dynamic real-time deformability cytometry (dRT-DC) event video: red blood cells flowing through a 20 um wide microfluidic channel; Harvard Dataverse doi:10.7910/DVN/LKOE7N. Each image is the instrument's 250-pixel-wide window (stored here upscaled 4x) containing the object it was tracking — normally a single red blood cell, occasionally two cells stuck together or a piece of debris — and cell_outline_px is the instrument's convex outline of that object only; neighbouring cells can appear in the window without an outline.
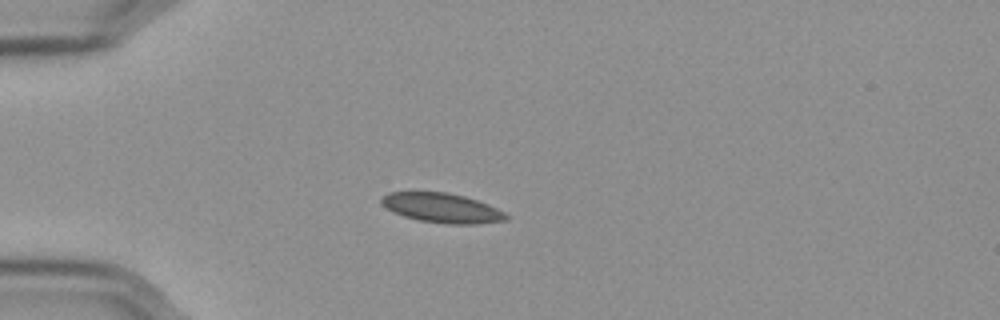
{"species": "Egyptian fruit bat (a non-hibernating species)", "species_latin": "Rousettus aegyptiacus", "temperature_condition": "cold", "stored_images_in_passage": 43, "camera_frame_rate_fps": 3000, "um_per_image_px": 0.085, "frame": {"image": 1, "passage_image": 1, "time_ms": 0.0, "image_size_px": [1000, 320], "cell_outline_px": [[508, 220], [476, 224], [448, 224], [420, 220], [404, 216], [388, 208], [380, 200], [388, 192], [448, 192], [464, 196], [488, 204], [504, 212], [508, 216]], "centroid_in_image_um": [37.61, 17.67], "position_along_channel_um": 47.4, "area_um2": 21.15}}
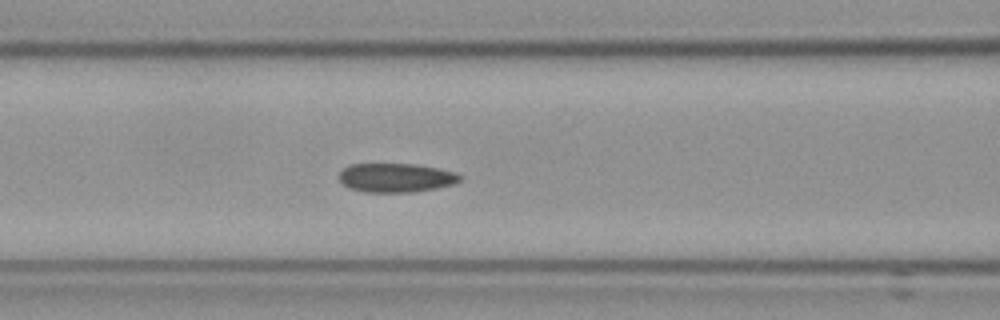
{"frame": {"image": 2, "passage_image": 10, "time_ms": 3.0, "image_size_px": [1000, 320], "cell_outline_px": [[460, 180], [452, 184], [436, 188], [412, 192], [364, 192], [348, 188], [340, 180], [340, 172], [348, 164], [412, 164], [436, 168], [456, 172], [460, 176]], "centroid_in_image_um": [33.62, 15.11], "position_along_channel_um": 133.0, "area_um2": 20.23}}
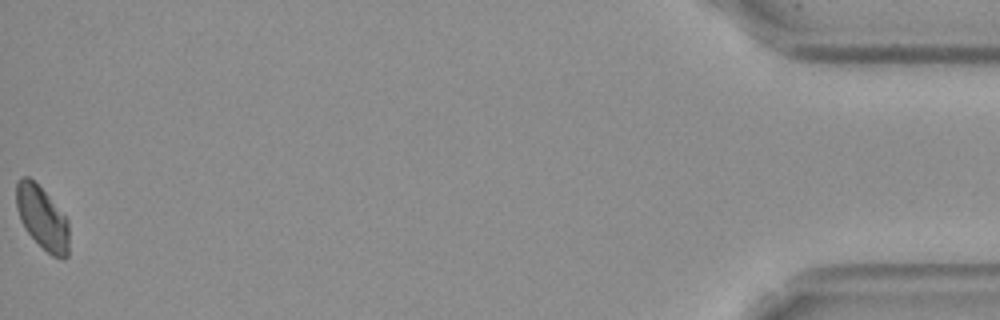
{"frame": {"image": 3, "passage_image": 43, "time_ms": 14.0, "image_size_px": [1000, 320], "cell_outline_px": [[68, 256], [64, 260], [60, 260], [52, 256], [24, 228], [20, 220], [16, 208], [16, 184], [20, 176], [28, 176], [48, 196], [68, 220]], "centroid_in_image_um": [3.58, 18.54], "position_along_channel_um": 431.6, "area_um2": 19.19}}